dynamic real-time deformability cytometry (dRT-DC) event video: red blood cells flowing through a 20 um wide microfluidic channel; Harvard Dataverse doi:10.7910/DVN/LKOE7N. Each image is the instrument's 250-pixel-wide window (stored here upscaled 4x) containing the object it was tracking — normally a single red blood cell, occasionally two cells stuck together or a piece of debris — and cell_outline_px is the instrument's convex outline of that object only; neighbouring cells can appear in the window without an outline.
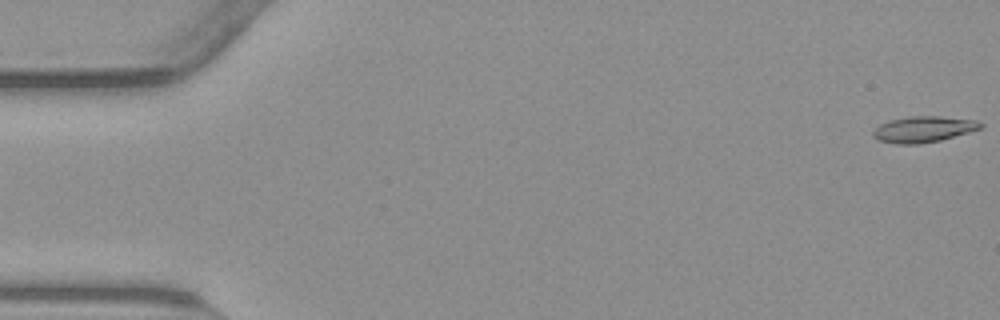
{"species": "common noctule bat (a hibernating species)", "species_latin": "Nyctalus noctula", "temperature_condition": "warm", "stored_images_in_passage": 16, "camera_frame_rate_fps": 3000, "um_per_image_px": 0.085, "animal": {"sex": "male", "body_mass_g": 23.1, "forearm_length_mm": 52.7}, "frame": {"image": 1, "passage_image": 1, "time_ms": 0.0, "image_size_px": [1000, 320], "cell_outline_px": [[984, 128], [940, 140], [916, 144], [896, 144], [876, 140], [872, 136], [872, 132], [880, 124], [892, 120], [908, 116], [940, 116], [976, 120], [984, 124]], "centroid_in_image_um": [78.5, 10.99], "position_along_channel_um": 6.5, "area_um2": 16.36}}
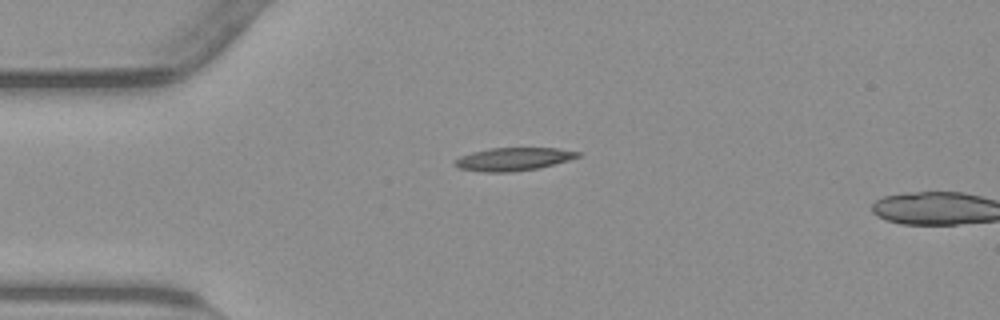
{"frame": {"image": 2, "passage_image": 14, "time_ms": 4.333, "image_size_px": [1000, 320], "cell_outline_px": [[580, 156], [568, 160], [540, 168], [512, 172], [484, 172], [460, 168], [452, 164], [460, 156], [472, 152], [488, 148], [556, 148], [580, 152]], "centroid_in_image_um": [43.62, 13.52], "position_along_channel_um": 41.4, "area_um2": 16.47}}